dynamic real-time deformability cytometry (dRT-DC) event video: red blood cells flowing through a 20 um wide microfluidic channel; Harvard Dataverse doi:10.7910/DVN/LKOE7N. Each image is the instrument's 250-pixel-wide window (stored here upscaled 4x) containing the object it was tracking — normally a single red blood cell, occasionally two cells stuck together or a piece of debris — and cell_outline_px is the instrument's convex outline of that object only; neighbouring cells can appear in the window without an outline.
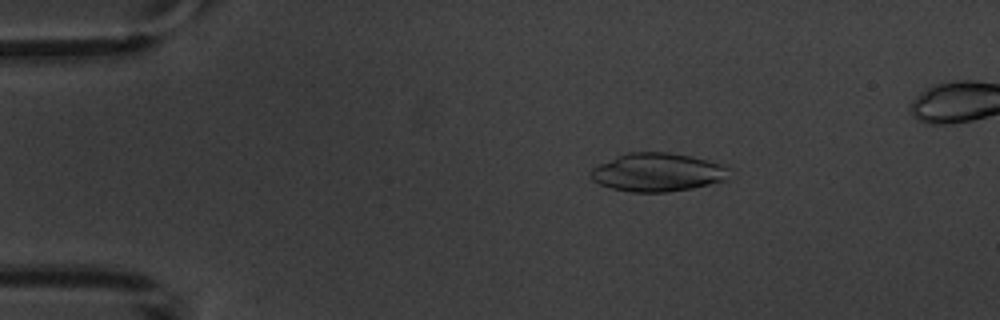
{"species": "common noctule bat (a hibernating species)", "species_latin": "Nyctalus noctula", "temperature_condition": "warm", "stored_images_in_passage": 5, "camera_frame_rate_fps": 3000, "um_per_image_px": 0.085, "animal": {"sex": "male", "body_mass_g": 20.1, "forearm_length_mm": 53.5}, "frame": {"image": 1, "passage_image": 3, "time_ms": 2.333, "image_size_px": [1000, 320], "cell_outline_px": [[728, 180], [692, 188], [668, 192], [632, 192], [612, 188], [600, 184], [592, 180], [592, 168], [600, 164], [628, 152], [668, 152], [692, 156], [724, 164], [728, 168]], "centroid_in_image_um": [55.94, 14.64], "position_along_channel_um": 29.1, "area_um2": 30.87}}